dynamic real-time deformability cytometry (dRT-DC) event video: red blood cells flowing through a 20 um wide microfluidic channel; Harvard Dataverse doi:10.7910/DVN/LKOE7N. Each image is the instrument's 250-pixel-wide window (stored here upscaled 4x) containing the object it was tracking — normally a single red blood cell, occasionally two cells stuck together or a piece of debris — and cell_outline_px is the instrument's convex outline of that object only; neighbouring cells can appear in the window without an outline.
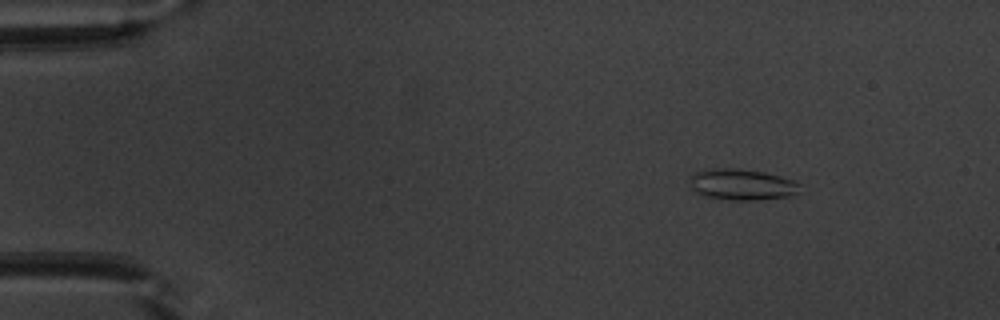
{"species": "common noctule bat (a hibernating species)", "species_latin": "Nyctalus noctula", "temperature_condition": "warm", "stored_images_in_passage": 50, "camera_frame_rate_fps": 3000, "um_per_image_px": 0.085, "animal": {"sex": "male", "body_mass_g": 20.1, "forearm_length_mm": 53.5}, "frame": {"image": 1, "passage_image": 6, "time_ms": 1.667, "image_size_px": [1000, 320], "cell_outline_px": [[800, 184], [796, 192], [788, 196], [756, 200], [728, 200], [704, 196], [692, 188], [692, 176], [696, 172], [712, 168], [724, 168], [764, 172], [796, 180]], "centroid_in_image_um": [63.08, 15.69], "position_along_channel_um": 21.9, "area_um2": 19.54}}
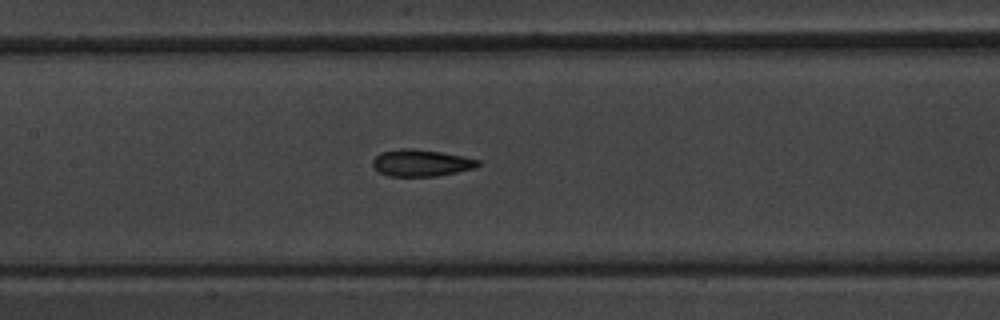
{"frame": {"image": 2, "passage_image": 24, "time_ms": 7.667, "image_size_px": [1000, 320], "cell_outline_px": [[480, 164], [476, 168], [436, 176], [388, 176], [380, 172], [372, 164], [372, 160], [380, 152], [400, 148], [412, 148], [440, 152], [464, 156], [480, 160]], "centroid_in_image_um": [35.81, 13.84], "position_along_channel_um": 171.6, "area_um2": 16.47}}
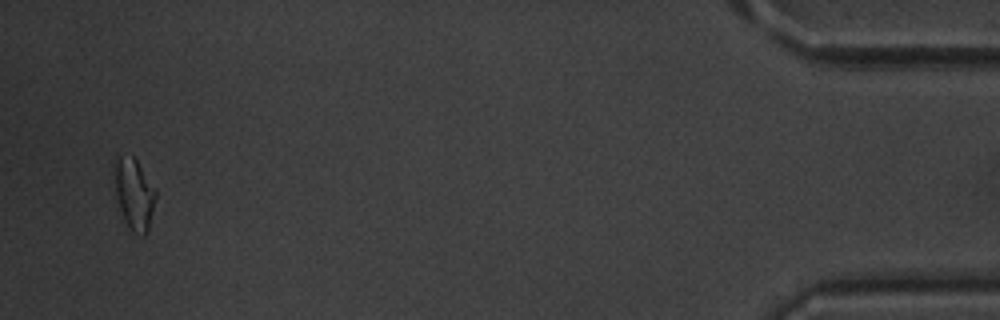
{"frame": {"image": 3, "passage_image": 49, "time_ms": 16.0, "image_size_px": [1000, 320], "cell_outline_px": [[156, 196], [148, 232], [144, 236], [132, 232], [128, 228], [124, 220], [116, 200], [112, 164], [112, 160], [120, 156], [132, 156], [136, 160], [156, 188]], "centroid_in_image_um": [11.37, 16.48], "position_along_channel_um": 423.8, "area_um2": 17.57}, "authors_computed_cell_mechanics": {"area_um2": 16.8198, "velocity_mm_per_s": 3.9606, "shape_relaxation_time_tau1_ms": 4.7308, "shape_relaxation_time_tau2_ms": 2.2667, "deformation_change_tau1": 0.1226, "deformation_change_tau2": 0.0859}}